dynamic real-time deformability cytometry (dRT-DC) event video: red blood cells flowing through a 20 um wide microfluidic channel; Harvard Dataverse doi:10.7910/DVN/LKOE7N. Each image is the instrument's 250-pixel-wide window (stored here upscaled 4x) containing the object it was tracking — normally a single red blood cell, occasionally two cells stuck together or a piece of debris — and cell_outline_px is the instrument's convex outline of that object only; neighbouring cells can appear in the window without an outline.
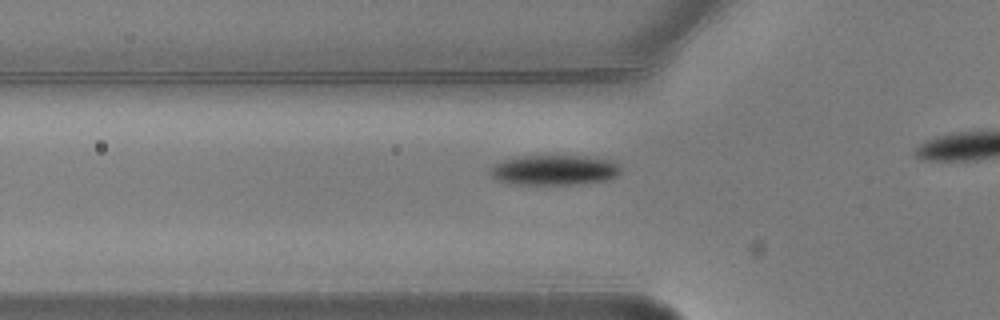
{"species": "common noctule bat (a hibernating species)", "species_latin": "Nyctalus noctula", "temperature_condition": "warm", "stored_images_in_passage": 5, "camera_frame_rate_fps": 3000, "um_per_image_px": 0.085, "animal": {"sex": "male", "body_mass_g": 20.5, "forearm_length_mm": 52.5}, "frame": {"image": 1, "passage_image": 5, "time_ms": 1.333, "image_size_px": [1000, 320], "cell_outline_px": [[620, 172], [616, 176], [604, 180], [572, 184], [508, 184], [496, 180], [492, 176], [492, 164], [504, 160], [524, 156], [584, 156], [612, 160], [620, 168]], "centroid_in_image_um": [47.09, 14.45], "position_along_channel_um": 78.7, "area_um2": 22.6}}